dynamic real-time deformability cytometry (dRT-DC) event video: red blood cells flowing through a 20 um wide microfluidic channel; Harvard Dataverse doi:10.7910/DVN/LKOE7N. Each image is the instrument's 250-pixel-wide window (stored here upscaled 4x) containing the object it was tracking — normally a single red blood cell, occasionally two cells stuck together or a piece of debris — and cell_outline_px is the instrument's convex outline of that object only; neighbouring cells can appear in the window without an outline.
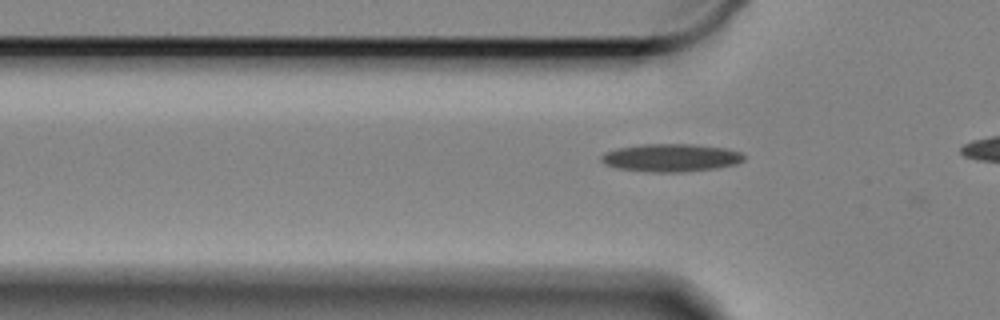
{"species": "Egyptian fruit bat (a non-hibernating species)", "species_latin": "Rousettus aegyptiacus", "temperature_condition": "cold", "stored_images_in_passage": 9, "camera_frame_rate_fps": 3000, "um_per_image_px": 0.085, "animal": {"sex": "female"}, "frame": {"image": 1, "passage_image": 2, "time_ms": 0.333, "image_size_px": [1000, 320], "cell_outline_px": [[744, 160], [732, 164], [716, 168], [680, 172], [644, 172], [616, 168], [604, 164], [600, 160], [600, 156], [604, 152], [620, 148], [644, 144], [692, 144], [724, 148], [740, 152], [744, 156]], "centroid_in_image_um": [56.96, 13.41], "position_along_channel_um": 68.8, "area_um2": 23.06}}
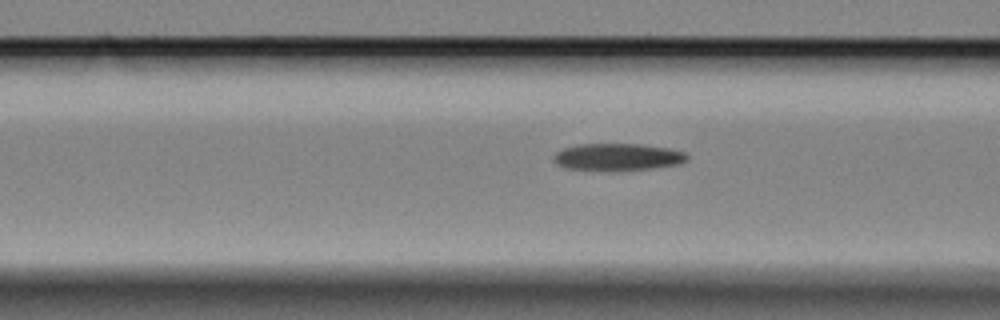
{"frame": {"image": 2, "passage_image": 6, "time_ms": 1.667, "image_size_px": [1000, 320], "cell_outline_px": [[688, 160], [680, 164], [652, 168], [616, 172], [612, 172], [564, 168], [556, 164], [552, 160], [552, 156], [556, 152], [564, 148], [580, 144], [640, 144], [668, 148], [684, 152], [688, 156]], "centroid_in_image_um": [52.46, 13.37], "position_along_channel_um": 114.1, "area_um2": 21.62}}